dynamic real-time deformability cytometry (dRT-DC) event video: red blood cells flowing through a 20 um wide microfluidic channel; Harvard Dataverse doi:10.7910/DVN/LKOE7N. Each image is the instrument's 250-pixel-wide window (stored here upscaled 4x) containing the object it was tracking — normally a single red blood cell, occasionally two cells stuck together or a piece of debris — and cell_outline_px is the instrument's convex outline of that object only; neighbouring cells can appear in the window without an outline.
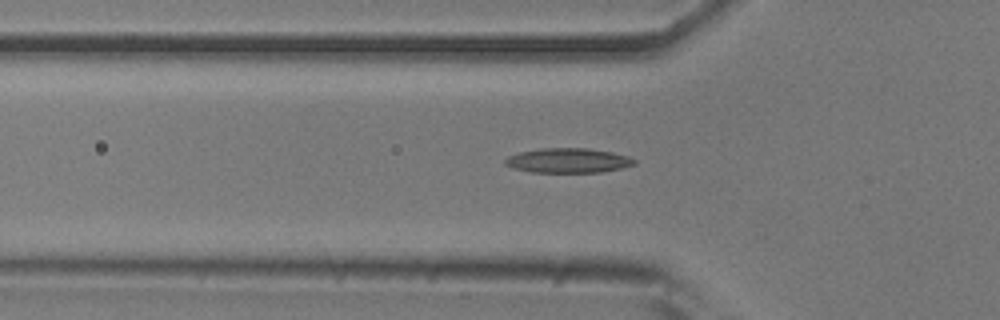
{"species": "common noctule bat (a hibernating species)", "species_latin": "Nyctalus noctula", "temperature_condition": "room temperature", "stored_images_in_passage": 35, "camera_frame_rate_fps": 3000, "um_per_image_px": 0.085, "animal": {"sex": "male", "body_mass_g": 20.5, "forearm_length_mm": 52.5}, "frame": {"image": 1, "passage_image": 4, "time_ms": 1.0, "image_size_px": [1000, 320], "cell_outline_px": [[636, 164], [620, 168], [600, 172], [532, 172], [516, 168], [504, 164], [504, 160], [508, 156], [520, 152], [540, 148], [588, 148], [612, 152], [628, 156], [636, 160]], "centroid_in_image_um": [48.3, 13.63], "position_along_channel_um": 77.5, "area_um2": 18.44}}
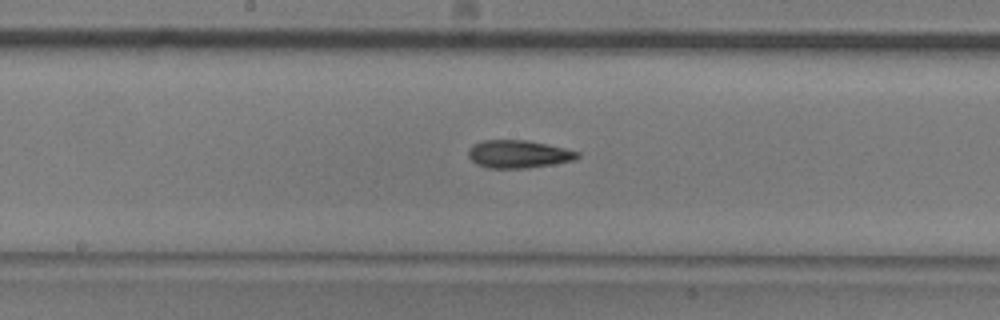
{"frame": {"image": 2, "passage_image": 14, "time_ms": 4.333, "image_size_px": [1000, 320], "cell_outline_px": [[580, 156], [576, 160], [552, 164], [524, 168], [488, 168], [476, 164], [468, 156], [468, 152], [472, 144], [484, 140], [524, 140], [548, 144], [580, 152]], "centroid_in_image_um": [44.07, 13.09], "position_along_channel_um": 204.1, "area_um2": 17.69}}
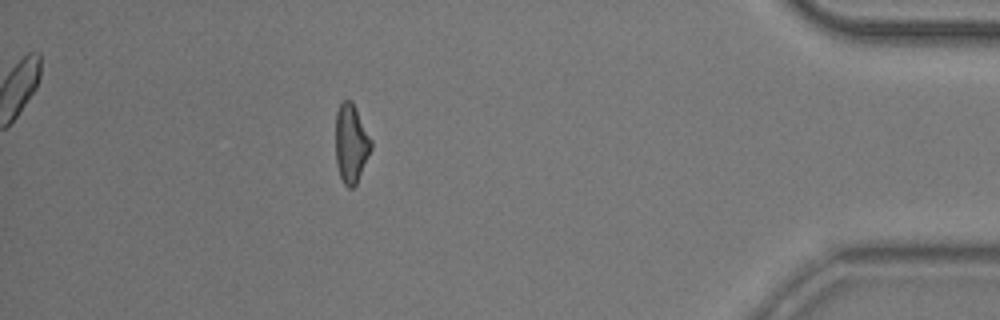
{"frame": {"image": 3, "passage_image": 34, "time_ms": 11.0, "image_size_px": [1000, 320], "cell_outline_px": [[372, 148], [356, 184], [352, 188], [348, 188], [344, 184], [340, 176], [336, 164], [336, 112], [340, 104], [344, 100], [352, 100], [372, 140]], "centroid_in_image_um": [29.84, 12.19], "position_along_channel_um": 405.4, "area_um2": 16.3}}